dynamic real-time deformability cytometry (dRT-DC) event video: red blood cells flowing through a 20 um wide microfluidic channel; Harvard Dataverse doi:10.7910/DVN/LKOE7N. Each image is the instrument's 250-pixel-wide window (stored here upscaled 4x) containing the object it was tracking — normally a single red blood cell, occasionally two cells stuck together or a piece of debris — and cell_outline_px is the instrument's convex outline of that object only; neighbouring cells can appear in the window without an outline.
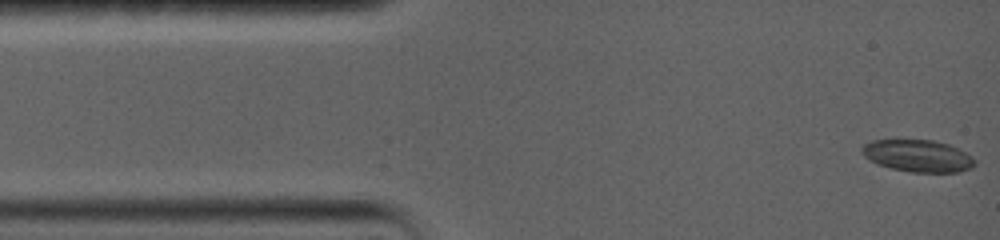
{"species": "common noctule bat (a hibernating species)", "species_latin": "Nyctalus noctula", "temperature_condition": "warm", "stored_images_in_passage": 20, "camera_frame_rate_fps": 5000, "um_per_image_px": 0.085, "animal": {"sex": "female", "body_mass_g": 19.0, "forearm_length_mm": 56.7}, "frame": {"image": 1, "passage_image": 1, "time_ms": 0.0, "image_size_px": [1000, 240], "cell_outline_px": [[976, 164], [972, 168], [960, 172], [912, 172], [892, 168], [876, 164], [868, 160], [860, 152], [860, 148], [864, 144], [872, 140], [932, 140], [948, 144], [972, 156], [976, 160]], "centroid_in_image_um": [78.0, 13.25], "position_along_channel_um": 7.0, "area_um2": 21.21}}
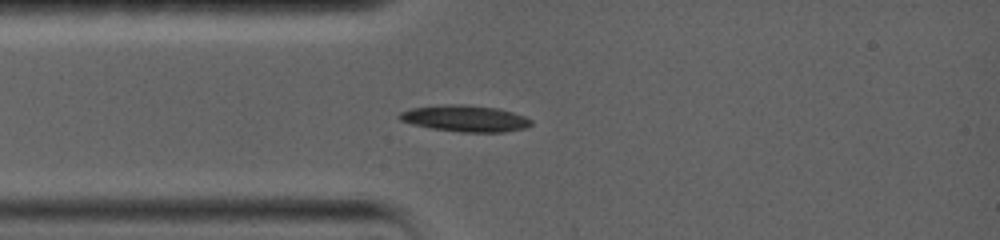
{"frame": {"image": 2, "passage_image": 16, "time_ms": 3.2, "image_size_px": [1000, 240], "cell_outline_px": [[532, 124], [528, 128], [504, 132], [460, 132], [432, 128], [412, 124], [400, 120], [396, 116], [400, 112], [412, 108], [444, 104], [468, 104], [500, 108], [524, 116], [532, 120]], "centroid_in_image_um": [39.56, 10.06], "position_along_channel_um": 45.4, "area_um2": 20.52}}